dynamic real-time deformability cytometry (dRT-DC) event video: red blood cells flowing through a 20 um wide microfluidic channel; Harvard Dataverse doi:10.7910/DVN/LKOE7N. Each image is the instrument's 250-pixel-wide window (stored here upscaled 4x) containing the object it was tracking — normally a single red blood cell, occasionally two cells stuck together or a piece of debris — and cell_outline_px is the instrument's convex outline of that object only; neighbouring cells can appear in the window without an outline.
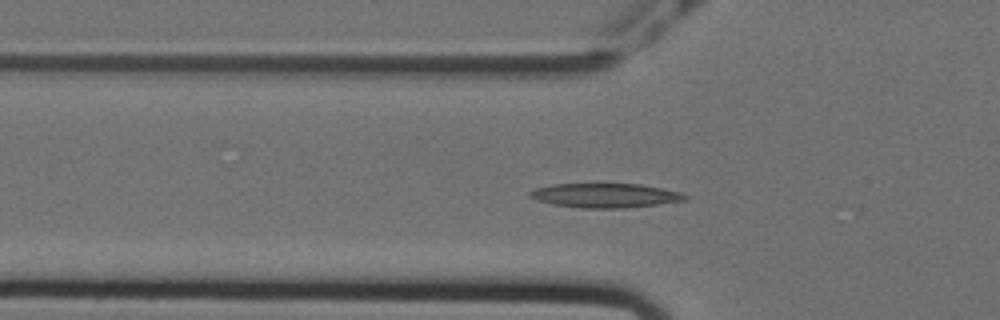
{"species": "Egyptian fruit bat (a non-hibernating species)", "species_latin": "Rousettus aegyptiacus", "temperature_condition": "cold", "stored_images_in_passage": 58, "camera_frame_rate_fps": 3000, "um_per_image_px": 0.085, "animal": {"sex": "female"}, "frame": {"image": 1, "passage_image": 19, "time_ms": 6.0, "image_size_px": [1000, 320], "cell_outline_px": [[688, 200], [624, 208], [580, 208], [552, 204], [536, 200], [528, 196], [528, 192], [536, 188], [552, 184], [640, 184], [680, 192], [688, 196]], "centroid_in_image_um": [51.41, 16.62], "position_along_channel_um": 74.4, "area_um2": 21.91}}
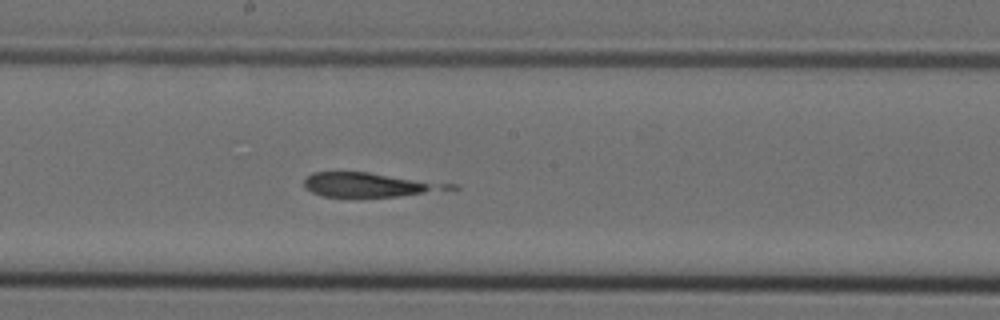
{"frame": {"image": 2, "passage_image": 31, "time_ms": 10.0, "image_size_px": [1000, 320], "cell_outline_px": [[432, 188], [424, 192], [396, 196], [324, 196], [312, 192], [304, 188], [304, 180], [312, 172], [368, 172], [428, 184]], "centroid_in_image_um": [30.68, 15.7], "position_along_channel_um": 217.5, "area_um2": 17.69}}
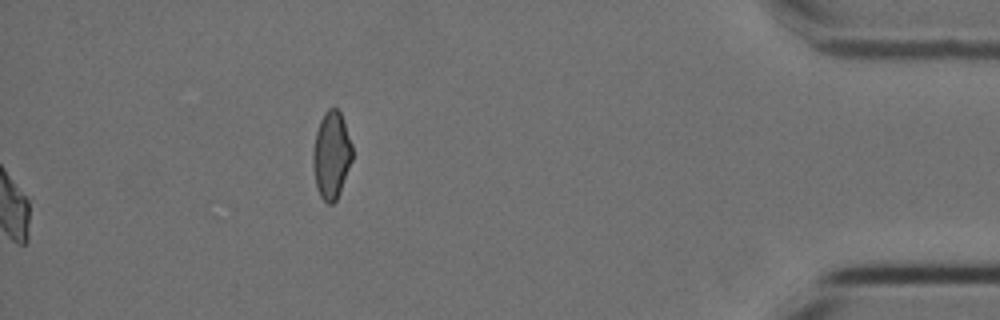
{"frame": {"image": 3, "passage_image": 58, "time_ms": 19.0, "image_size_px": [1000, 320], "cell_outline_px": [[352, 160], [340, 192], [336, 200], [332, 204], [328, 204], [320, 196], [316, 188], [312, 164], [312, 152], [316, 132], [320, 120], [324, 112], [328, 108], [336, 108], [340, 112], [352, 144]], "centroid_in_image_um": [28.15, 13.19], "position_along_channel_um": 407.0, "area_um2": 20.06}}